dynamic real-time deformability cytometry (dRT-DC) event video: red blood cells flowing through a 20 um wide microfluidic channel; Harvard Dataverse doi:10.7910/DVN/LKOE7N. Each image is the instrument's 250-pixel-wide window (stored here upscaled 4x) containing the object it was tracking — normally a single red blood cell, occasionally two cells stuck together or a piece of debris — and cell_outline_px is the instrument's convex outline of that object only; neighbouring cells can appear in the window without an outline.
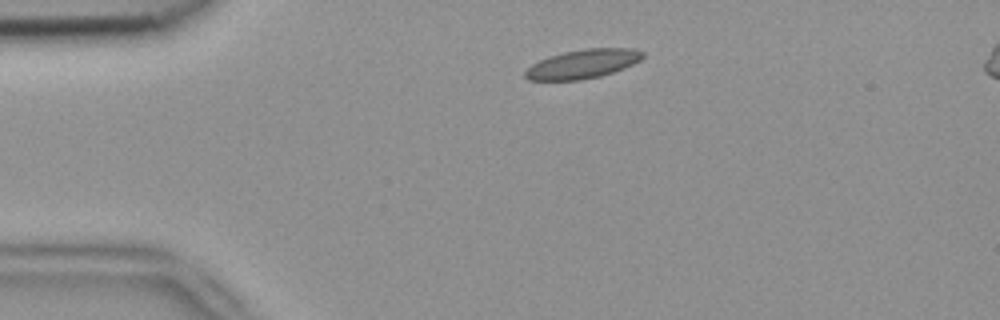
{"species": "common noctule bat (a hibernating species)", "species_latin": "Nyctalus noctula", "temperature_condition": "room temperature", "stored_images_in_passage": 2, "camera_frame_rate_fps": 3000, "um_per_image_px": 0.085, "animal": {"sex": "female", "body_mass_g": 18.4}, "frame": {"image": 1, "passage_image": 1, "time_ms": 0.0, "image_size_px": [1000, 320], "cell_outline_px": [[644, 56], [640, 60], [624, 68], [600, 76], [580, 80], [528, 80], [524, 76], [524, 72], [532, 64], [548, 56], [564, 52], [584, 48], [632, 48], [644, 52]], "centroid_in_image_um": [49.53, 5.43], "position_along_channel_um": 35.5, "area_um2": 19.83}}